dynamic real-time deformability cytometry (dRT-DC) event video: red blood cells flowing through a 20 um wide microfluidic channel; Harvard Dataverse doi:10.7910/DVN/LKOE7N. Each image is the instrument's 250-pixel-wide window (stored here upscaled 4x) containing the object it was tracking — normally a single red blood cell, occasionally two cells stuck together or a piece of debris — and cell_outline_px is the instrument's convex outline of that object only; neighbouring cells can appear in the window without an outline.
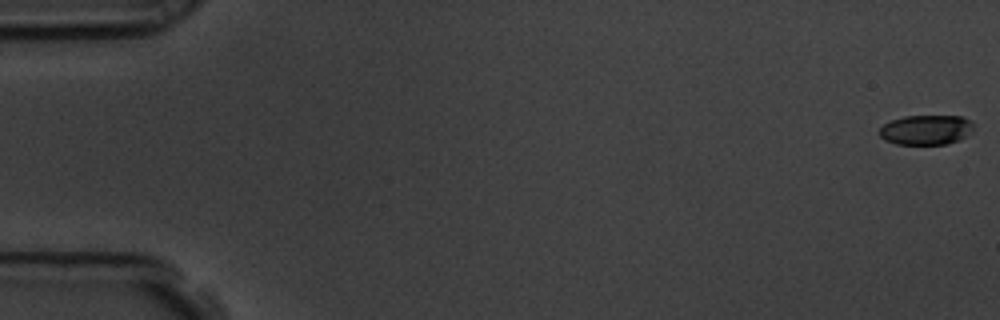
{"species": "common noctule bat (a hibernating species)", "species_latin": "Nyctalus noctula", "temperature_condition": "room temperature", "stored_images_in_passage": 59, "camera_frame_rate_fps": 3000, "um_per_image_px": 0.085, "animal": {"sex": "male", "body_mass_g": 19.5, "forearm_length_mm": 54.6}, "frame": {"image": 1, "passage_image": 1, "time_ms": 0.0, "image_size_px": [1000, 320], "cell_outline_px": [[976, 124], [972, 132], [960, 140], [948, 144], [896, 144], [884, 140], [880, 136], [880, 128], [884, 124], [892, 120], [904, 116], [964, 116], [972, 120]], "centroid_in_image_um": [78.79, 11.03], "position_along_channel_um": 6.2, "area_um2": 16.65}}
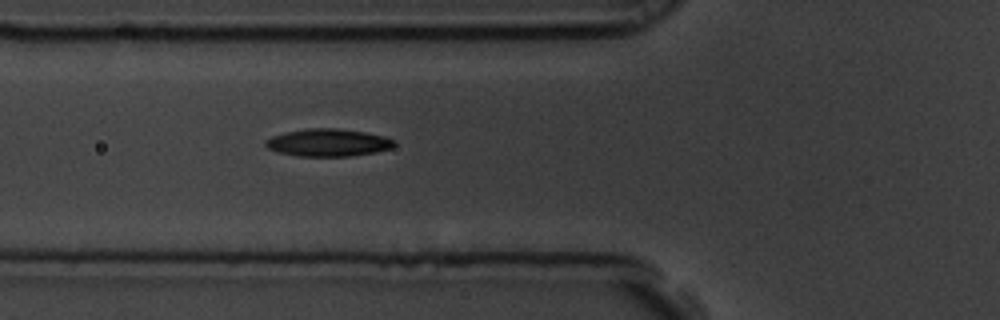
{"frame": {"image": 2, "passage_image": 22, "time_ms": 7.0, "image_size_px": [1000, 320], "cell_outline_px": [[396, 144], [392, 148], [376, 152], [352, 156], [296, 156], [280, 152], [268, 148], [264, 144], [264, 140], [272, 136], [284, 132], [308, 128], [336, 128], [364, 132], [384, 136], [396, 140]], "centroid_in_image_um": [27.9, 12.12], "position_along_channel_um": 97.9, "area_um2": 20.75}}
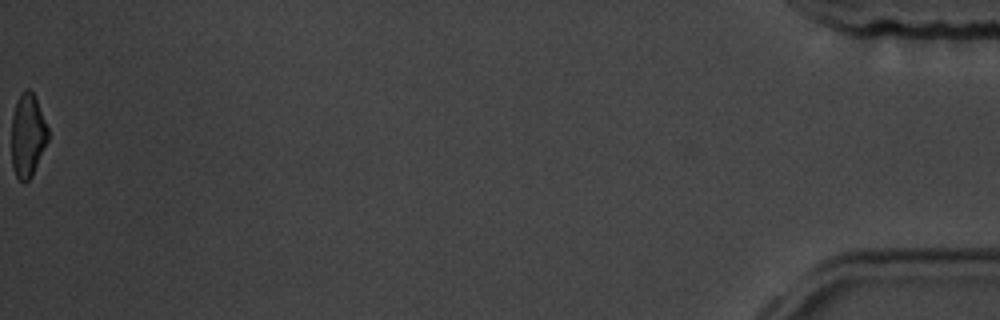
{"frame": {"image": 3, "passage_image": 59, "time_ms": 19.333, "image_size_px": [1000, 320], "cell_outline_px": [[48, 140], [32, 176], [24, 184], [16, 176], [12, 168], [12, 116], [16, 100], [20, 92], [24, 88], [28, 88], [36, 96], [48, 128]], "centroid_in_image_um": [2.35, 11.47], "position_along_channel_um": 432.9, "area_um2": 17.98}, "authors_computed_cell_mechanics": {"area_um2": 19.4208, "velocity_mm_per_s": 3.5581, "shape_relaxation_time_tau1_ms": 5.3506, "shape_relaxation_time_tau2_ms": 4.7332, "deformation_change_tau1": 0.1577, "deformation_change_tau2": 0.1133}}